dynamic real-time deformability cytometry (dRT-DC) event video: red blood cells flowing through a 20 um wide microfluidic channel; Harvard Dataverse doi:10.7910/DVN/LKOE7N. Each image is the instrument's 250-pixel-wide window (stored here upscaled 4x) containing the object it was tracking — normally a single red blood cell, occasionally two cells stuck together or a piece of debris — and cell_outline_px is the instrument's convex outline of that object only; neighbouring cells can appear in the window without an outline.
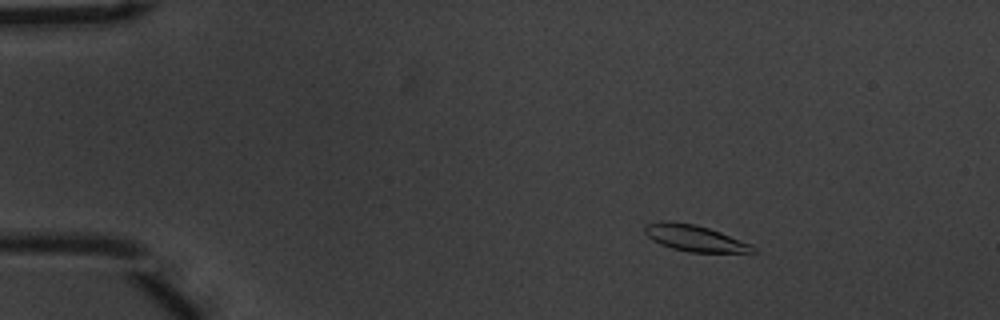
{"species": "common noctule bat (a hibernating species)", "species_latin": "Nyctalus noctula", "temperature_condition": "warm", "stored_images_in_passage": 22, "camera_frame_rate_fps": 3000, "um_per_image_px": 0.085, "animal": {"sex": "male", "body_mass_g": 20.1, "forearm_length_mm": 53.5}, "frame": {"image": 1, "passage_image": 10, "time_ms": 3.0, "image_size_px": [1000, 320], "cell_outline_px": [[756, 252], [688, 252], [672, 248], [660, 244], [652, 240], [644, 232], [644, 224], [664, 220], [668, 220], [696, 224], [720, 232], [752, 244], [756, 248]], "centroid_in_image_um": [59.02, 20.23], "position_along_channel_um": 26.0, "area_um2": 16.65}}
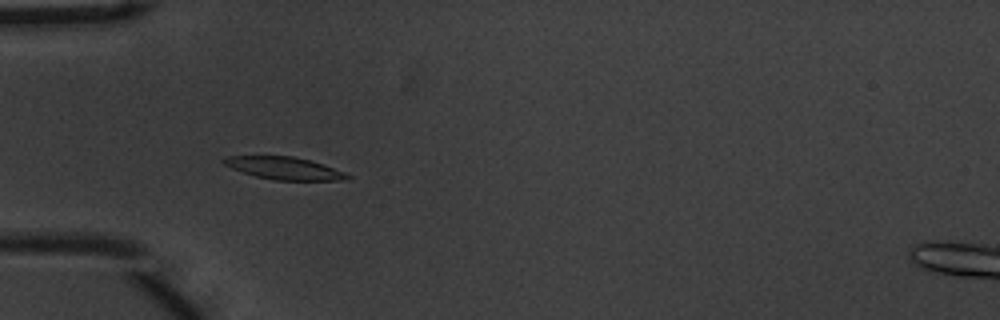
{"frame": {"image": 2, "passage_image": 19, "time_ms": 6.0, "image_size_px": [1000, 320], "cell_outline_px": [[352, 176], [348, 180], [272, 180], [256, 176], [232, 168], [224, 164], [220, 160], [228, 156], [292, 156], [324, 164], [344, 172]], "centroid_in_image_um": [24.18, 14.3], "position_along_channel_um": 60.8, "area_um2": 16.07}}